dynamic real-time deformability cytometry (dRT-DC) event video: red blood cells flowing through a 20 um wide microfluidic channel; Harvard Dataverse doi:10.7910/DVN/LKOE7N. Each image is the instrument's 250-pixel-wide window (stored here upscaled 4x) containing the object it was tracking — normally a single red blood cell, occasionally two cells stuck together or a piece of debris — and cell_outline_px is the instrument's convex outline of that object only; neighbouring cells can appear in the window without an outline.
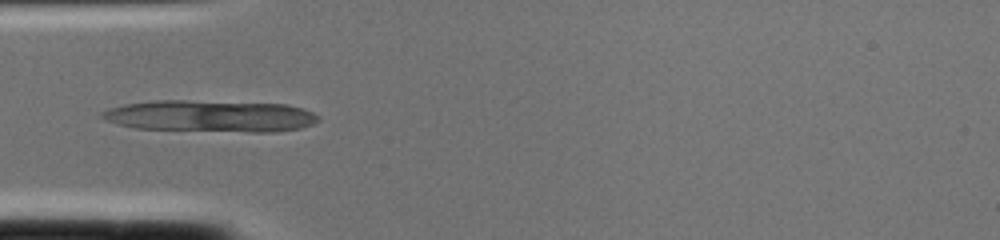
{"species": "common noctule bat (a hibernating species)", "species_latin": "Nyctalus noctula", "temperature_condition": "cold", "stored_images_in_passage": 2, "camera_frame_rate_fps": 3000, "um_per_image_px": 0.085, "animal": {"sex": "female", "body_mass_g": 22.0, "forearm_length_mm": 56.7}, "frame": {"image": 1, "passage_image": 2, "time_ms": 0.333, "image_size_px": [1000, 240], "cell_outline_px": [[320, 120], [312, 124], [300, 128], [276, 132], [252, 132], [136, 128], [116, 124], [104, 120], [100, 116], [100, 112], [108, 108], [124, 104], [152, 100], [188, 100], [288, 104], [304, 108], [320, 116]], "centroid_in_image_um": [17.88, 9.86], "position_along_channel_um": 67.1, "area_um2": 40.4}}